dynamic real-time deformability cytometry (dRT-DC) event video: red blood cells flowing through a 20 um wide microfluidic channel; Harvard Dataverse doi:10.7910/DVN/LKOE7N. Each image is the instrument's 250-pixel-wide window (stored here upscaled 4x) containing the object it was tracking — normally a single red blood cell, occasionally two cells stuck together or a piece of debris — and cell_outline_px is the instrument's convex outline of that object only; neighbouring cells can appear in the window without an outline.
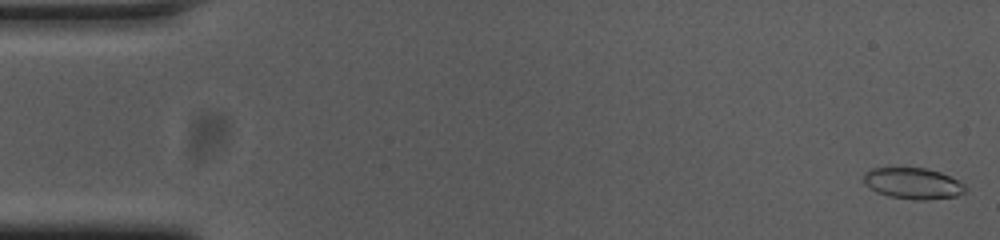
{"species": "common noctule bat (a hibernating species)", "species_latin": "Nyctalus noctula", "temperature_condition": "cold", "stored_images_in_passage": 54, "camera_frame_rate_fps": 3000, "um_per_image_px": 0.085, "animal": {"sex": "female", "body_mass_g": 23.0, "forearm_length_mm": 53.4}, "frame": {"image": 1, "passage_image": 1, "time_ms": 0.0, "image_size_px": [1000, 240], "cell_outline_px": [[968, 188], [964, 192], [956, 196], [924, 200], [912, 200], [888, 196], [876, 192], [864, 184], [864, 172], [872, 168], [924, 168], [940, 172], [964, 184]], "centroid_in_image_um": [77.58, 15.6], "position_along_channel_um": 7.4, "area_um2": 18.44}}
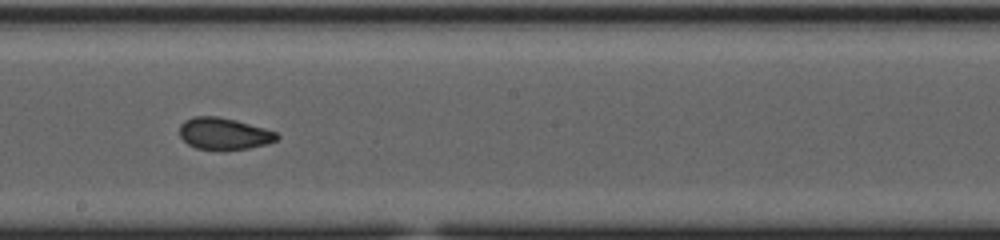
{"frame": {"image": 2, "passage_image": 30, "time_ms": 9.667, "image_size_px": [1000, 240], "cell_outline_px": [[280, 136], [276, 140], [264, 144], [248, 148], [196, 148], [188, 144], [180, 136], [180, 124], [184, 120], [192, 116], [216, 116], [236, 120], [264, 128], [276, 132]], "centroid_in_image_um": [19.01, 11.32], "position_along_channel_um": 229.2, "area_um2": 17.57}}
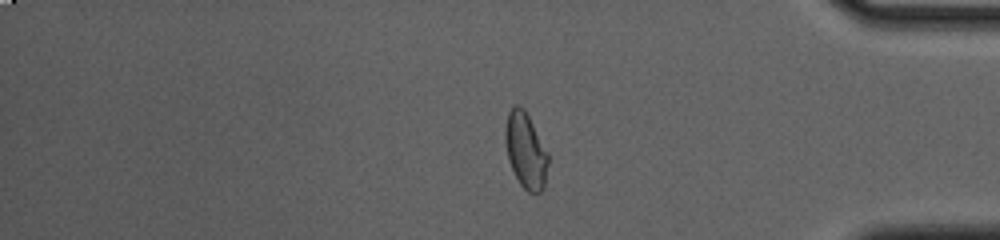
{"frame": {"image": 3, "passage_image": 45, "time_ms": 14.667, "image_size_px": [1000, 240], "cell_outline_px": [[548, 164], [544, 188], [540, 192], [528, 192], [520, 184], [508, 160], [504, 136], [504, 128], [508, 112], [512, 104], [520, 104], [524, 108], [548, 152]], "centroid_in_image_um": [44.67, 12.75], "position_along_channel_um": 390.5, "area_um2": 19.07}, "authors_computed_cell_mechanics": {"area_um2": 18.5827, "velocity_mm_per_s": 3.7362, "shape_relaxation_time_tau1_ms": null, "shape_relaxation_time_tau2_ms": 1.2477, "deformation_change_tau1": null, "deformation_change_tau2": 0.0521}}